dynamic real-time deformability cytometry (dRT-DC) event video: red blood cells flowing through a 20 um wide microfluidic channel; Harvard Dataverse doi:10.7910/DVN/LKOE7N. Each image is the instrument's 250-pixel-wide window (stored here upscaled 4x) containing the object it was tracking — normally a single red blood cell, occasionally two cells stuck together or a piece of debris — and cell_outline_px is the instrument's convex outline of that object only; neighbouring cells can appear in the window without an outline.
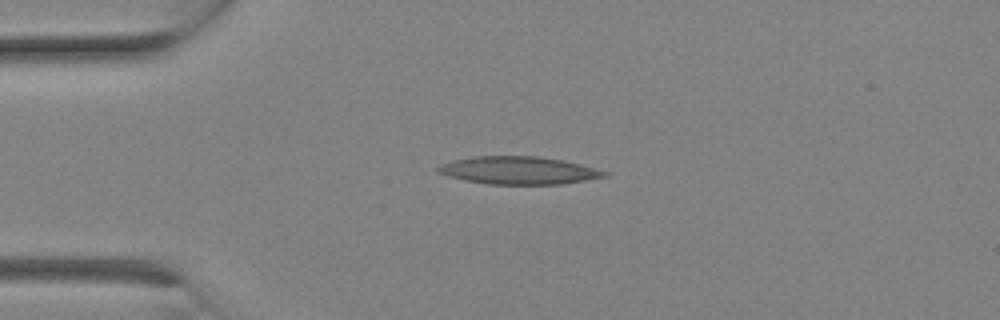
{"species": "Egyptian fruit bat (a non-hibernating species)", "species_latin": "Rousettus aegyptiacus", "temperature_condition": "room temperature", "stored_images_in_passage": 1, "camera_frame_rate_fps": 3000, "um_per_image_px": 0.085, "animal": {"sex": "female"}, "frame": {"image": 1, "passage_image": 1, "time_ms": 0.0, "image_size_px": [1000, 320], "cell_outline_px": [[608, 176], [560, 184], [488, 184], [464, 180], [448, 176], [436, 172], [436, 168], [440, 164], [452, 160], [472, 156], [536, 156], [564, 160], [596, 168], [608, 172]], "centroid_in_image_um": [44.04, 14.48], "position_along_channel_um": 41.0, "area_um2": 26.93}}